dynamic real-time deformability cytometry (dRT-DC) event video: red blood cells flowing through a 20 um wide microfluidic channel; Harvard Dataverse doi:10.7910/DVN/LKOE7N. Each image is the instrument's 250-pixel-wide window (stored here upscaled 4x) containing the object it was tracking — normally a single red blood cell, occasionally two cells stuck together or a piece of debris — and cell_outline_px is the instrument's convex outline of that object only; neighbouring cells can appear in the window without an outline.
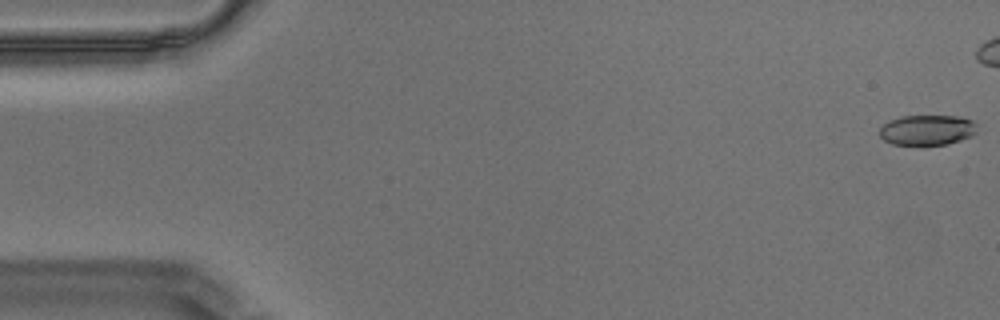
{"species": "Egyptian fruit bat (a non-hibernating species)", "species_latin": "Rousettus aegyptiacus", "temperature_condition": "warm", "stored_images_in_passage": 47, "camera_frame_rate_fps": 3000, "um_per_image_px": 0.085, "animal": {"sex": "male"}, "frame": {"image": 1, "passage_image": 1, "time_ms": 0.0, "image_size_px": [1000, 320], "cell_outline_px": [[976, 132], [972, 136], [948, 144], [892, 144], [884, 140], [880, 136], [880, 128], [888, 120], [900, 116], [960, 116], [972, 120], [976, 124]], "centroid_in_image_um": [78.81, 11.03], "position_along_channel_um": 6.2, "area_um2": 17.17}}
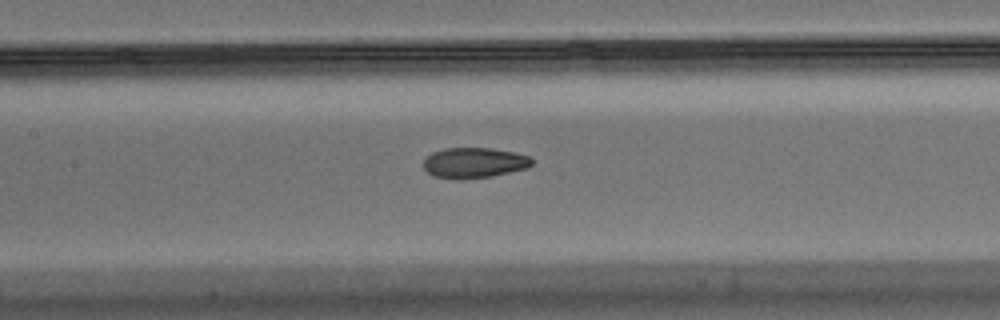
{"frame": {"image": 2, "passage_image": 27, "time_ms": 8.667, "image_size_px": [1000, 320], "cell_outline_px": [[532, 164], [528, 168], [492, 176], [436, 176], [428, 172], [424, 168], [424, 160], [432, 152], [444, 148], [492, 148], [516, 152], [528, 156], [532, 160]], "centroid_in_image_um": [40.36, 13.78], "position_along_channel_um": 167.0, "area_um2": 18.44}}
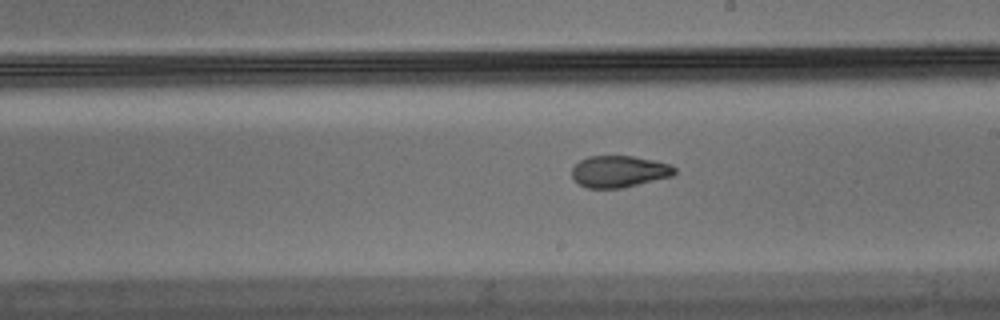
{"frame": {"image": 3, "passage_image": 33, "time_ms": 10.667, "image_size_px": [1000, 320], "cell_outline_px": [[676, 172], [672, 176], [624, 188], [588, 188], [580, 184], [572, 176], [572, 168], [580, 160], [588, 156], [632, 156], [672, 164], [676, 168]], "centroid_in_image_um": [52.65, 14.58], "position_along_channel_um": 236.3, "area_um2": 18.96}}